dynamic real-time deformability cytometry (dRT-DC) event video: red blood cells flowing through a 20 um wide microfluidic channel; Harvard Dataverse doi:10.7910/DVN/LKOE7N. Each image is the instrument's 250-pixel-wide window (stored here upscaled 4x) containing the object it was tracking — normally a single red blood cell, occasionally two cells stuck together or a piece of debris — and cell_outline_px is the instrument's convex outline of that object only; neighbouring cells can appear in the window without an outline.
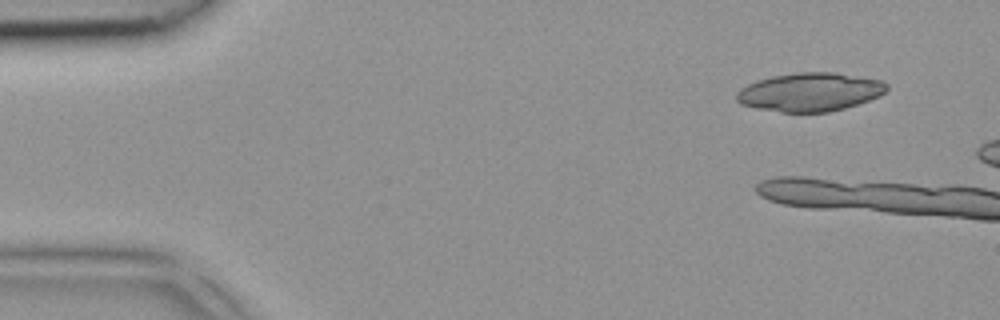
{"species": "common noctule bat (a hibernating species)", "species_latin": "Nyctalus noctula", "temperature_condition": "room temperature", "stored_images_in_passage": 7, "camera_frame_rate_fps": 3000, "um_per_image_px": 0.085, "animal": {"sex": "female", "body_mass_g": 18.4}, "frame": {"image": 1, "passage_image": 1, "time_ms": 0.0, "image_size_px": [1000, 320], "cell_outline_px": [[888, 88], [880, 96], [844, 108], [828, 112], [780, 112], [756, 108], [740, 104], [736, 100], [736, 92], [740, 88], [756, 80], [772, 76], [796, 72], [836, 72], [880, 80], [888, 84]], "centroid_in_image_um": [68.81, 7.81], "position_along_channel_um": 16.2, "area_um2": 33.81}}